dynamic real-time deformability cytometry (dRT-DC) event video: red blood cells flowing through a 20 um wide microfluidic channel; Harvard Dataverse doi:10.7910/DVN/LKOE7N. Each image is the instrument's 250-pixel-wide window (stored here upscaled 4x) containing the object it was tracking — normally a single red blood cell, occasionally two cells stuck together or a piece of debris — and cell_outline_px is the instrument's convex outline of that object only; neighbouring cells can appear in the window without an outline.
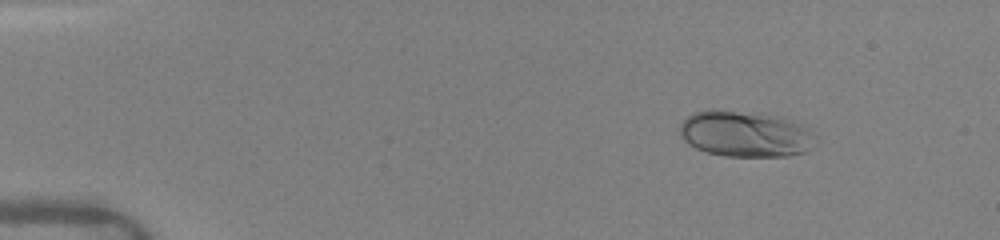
{"species": "human", "species_latin": "Homo sapiens", "temperature_condition": "warm", "stored_images_in_passage": 41, "camera_frame_rate_fps": 3000, "um_per_image_px": 0.085, "donor": {"sex": "female"}, "frame": {"image": 1, "passage_image": 1, "time_ms": 0.0, "image_size_px": [1000, 240], "cell_outline_px": [[820, 140], [812, 148], [804, 152], [788, 156], [724, 156], [708, 152], [696, 148], [688, 144], [680, 136], [680, 124], [692, 112], [708, 108], [716, 108], [784, 116], [808, 124]], "centroid_in_image_um": [63.45, 11.35], "position_along_channel_um": 21.6, "area_um2": 37.8}}
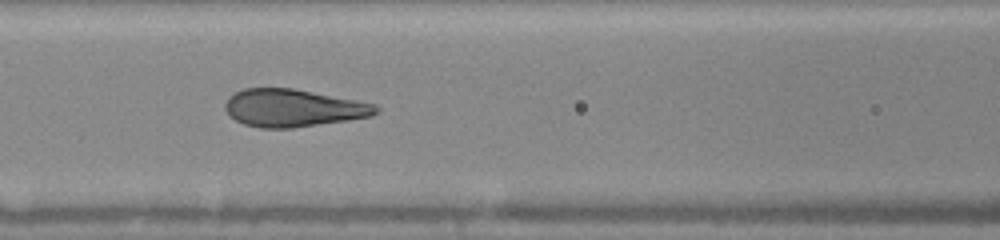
{"frame": {"image": 2, "passage_image": 18, "time_ms": 5.333, "image_size_px": [1000, 240], "cell_outline_px": [[380, 112], [372, 116], [348, 120], [292, 128], [260, 128], [244, 124], [236, 120], [224, 108], [224, 104], [228, 96], [244, 88], [292, 88], [376, 104], [380, 108]], "centroid_in_image_um": [24.93, 9.18], "position_along_channel_um": 141.7, "area_um2": 32.95}}
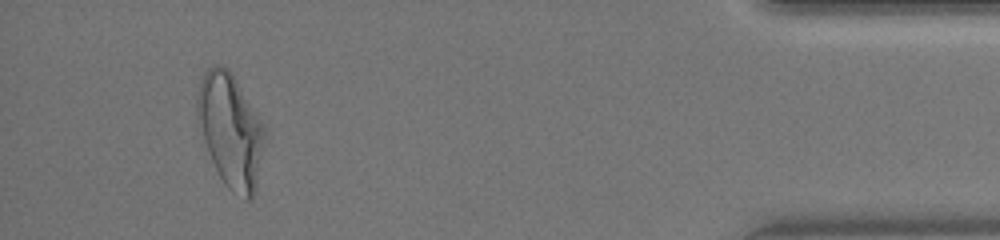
{"frame": {"image": 3, "passage_image": 37, "time_ms": 13.333, "image_size_px": [1000, 240], "cell_outline_px": [[268, 128], [256, 188], [252, 200], [244, 200], [232, 192], [224, 184], [212, 160], [196, 124], [196, 96], [200, 80], [204, 72], [212, 64], [220, 64], [228, 68], [232, 72]], "centroid_in_image_um": [19.61, 11.05], "position_along_channel_um": 415.6, "area_um2": 45.84}, "authors_computed_cell_mechanics": {"area_um2": 34.5644, "velocity_mm_per_s": 4.1098, "shape_relaxation_time_tau1_ms": 2.9743, "shape_relaxation_time_tau2_ms": null, "deformation_change_tau1": 0.1495, "deformation_change_tau2": null}}